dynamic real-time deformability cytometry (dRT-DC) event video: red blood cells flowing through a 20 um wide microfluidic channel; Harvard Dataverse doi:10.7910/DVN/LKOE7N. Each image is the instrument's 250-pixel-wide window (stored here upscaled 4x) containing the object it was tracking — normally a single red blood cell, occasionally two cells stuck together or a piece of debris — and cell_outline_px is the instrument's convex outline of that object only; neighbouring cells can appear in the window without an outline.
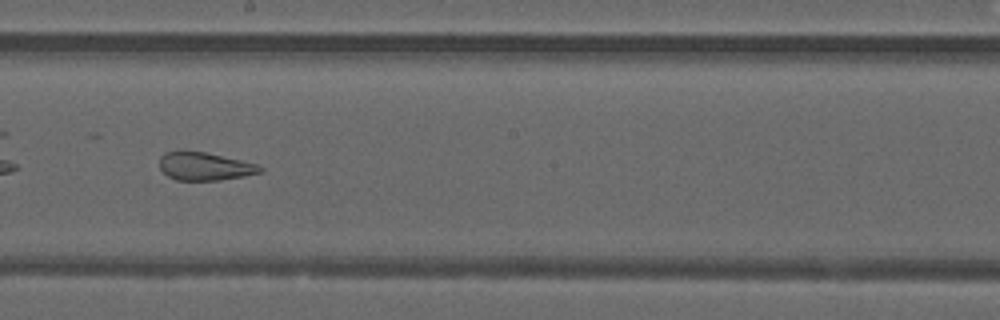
{"species": "common noctule bat (a hibernating species)", "species_latin": "Nyctalus noctula", "temperature_condition": "warm", "stored_images_in_passage": 49, "camera_frame_rate_fps": 3000, "um_per_image_px": 0.085, "animal": {"sex": "male", "forearm_length_mm": 52.5}, "frame": {"image": 1, "passage_image": 28, "time_ms": 9.0, "image_size_px": [1000, 320], "cell_outline_px": [[264, 172], [244, 176], [216, 180], [176, 180], [168, 176], [160, 168], [160, 156], [164, 152], [204, 152], [240, 160], [256, 164], [264, 168]], "centroid_in_image_um": [17.42, 14.15], "position_along_channel_um": 230.8, "area_um2": 16.13}, "authors_computed_cell_mechanics": {"area_um2": 22.8888, "velocity_mm_per_s": 4.2209, "shape_relaxation_time_tau1_ms": null, "shape_relaxation_time_tau2_ms": 1.4113, "deformation_change_tau1": null, "deformation_change_tau2": 0.1154}}